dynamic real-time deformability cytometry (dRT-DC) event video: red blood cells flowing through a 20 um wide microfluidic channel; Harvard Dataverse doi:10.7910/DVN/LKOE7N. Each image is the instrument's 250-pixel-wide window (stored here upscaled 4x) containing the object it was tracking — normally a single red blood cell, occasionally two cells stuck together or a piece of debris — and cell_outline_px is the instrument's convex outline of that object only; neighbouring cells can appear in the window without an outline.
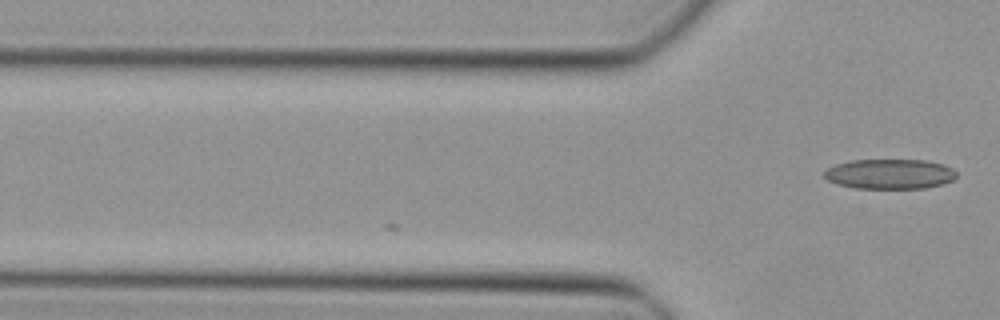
{"species": "Egyptian fruit bat (a non-hibernating species)", "species_latin": "Rousettus aegyptiacus", "temperature_condition": "cold", "stored_images_in_passage": 8, "camera_frame_rate_fps": 3000, "um_per_image_px": 0.085, "animal": {"sex": "female"}, "frame": {"image": 1, "passage_image": 8, "time_ms": 2.333, "image_size_px": [1000, 320], "cell_outline_px": [[956, 176], [952, 180], [940, 184], [924, 188], [856, 188], [836, 184], [828, 180], [824, 176], [824, 172], [828, 168], [836, 164], [852, 160], [928, 160], [944, 164], [952, 168], [956, 172]], "centroid_in_image_um": [75.63, 14.78], "position_along_channel_um": 50.2, "area_um2": 23.0}}